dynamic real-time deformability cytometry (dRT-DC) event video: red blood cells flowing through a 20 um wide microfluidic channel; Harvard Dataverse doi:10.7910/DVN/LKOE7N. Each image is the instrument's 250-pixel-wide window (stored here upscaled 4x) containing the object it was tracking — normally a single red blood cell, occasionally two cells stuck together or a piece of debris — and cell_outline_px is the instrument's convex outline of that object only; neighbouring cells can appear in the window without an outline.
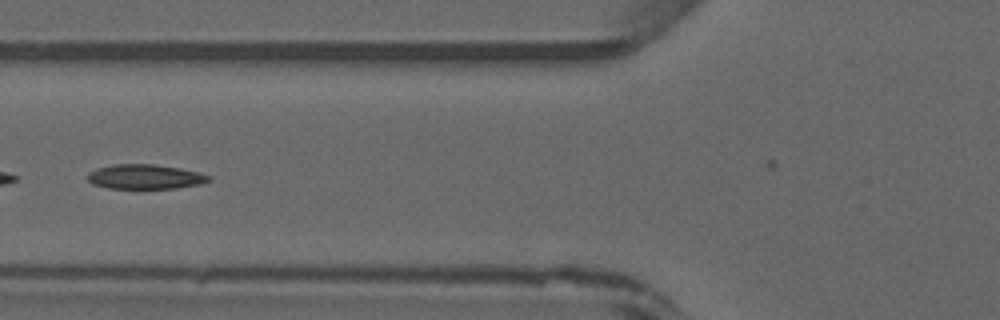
{"species": "common noctule bat (a hibernating species)", "species_latin": "Nyctalus noctula", "temperature_condition": "warm", "stored_images_in_passage": 26, "camera_frame_rate_fps": 3000, "um_per_image_px": 0.085, "animal": {"sex": "male", "forearm_length_mm": 52.5}, "frame": {"image": 1, "passage_image": 18, "time_ms": 5.667, "image_size_px": [1000, 320], "cell_outline_px": [[212, 180], [204, 184], [176, 188], [108, 188], [92, 184], [88, 180], [88, 172], [96, 168], [116, 164], [152, 164], [180, 168], [212, 176]], "centroid_in_image_um": [12.36, 15.02], "position_along_channel_um": 113.4, "area_um2": 17.46}}